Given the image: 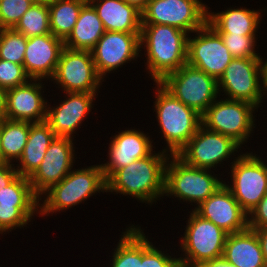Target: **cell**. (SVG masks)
Listing matches in <instances>:
<instances>
[{"label": "cell", "mask_w": 267, "mask_h": 267, "mask_svg": "<svg viewBox=\"0 0 267 267\" xmlns=\"http://www.w3.org/2000/svg\"><path fill=\"white\" fill-rule=\"evenodd\" d=\"M1 123H2V120H0V133H1ZM5 163H7V162L4 160V158H3V156H2V153H1V146H0V165H3V164H5Z\"/></svg>", "instance_id": "obj_44"}, {"label": "cell", "mask_w": 267, "mask_h": 267, "mask_svg": "<svg viewBox=\"0 0 267 267\" xmlns=\"http://www.w3.org/2000/svg\"><path fill=\"white\" fill-rule=\"evenodd\" d=\"M117 133L110 139L107 151L108 161L100 164L105 180L117 169L129 165L137 159L151 155L156 148L148 134L139 129L131 128Z\"/></svg>", "instance_id": "obj_20"}, {"label": "cell", "mask_w": 267, "mask_h": 267, "mask_svg": "<svg viewBox=\"0 0 267 267\" xmlns=\"http://www.w3.org/2000/svg\"><path fill=\"white\" fill-rule=\"evenodd\" d=\"M103 79L97 72L92 53L67 47L60 59L51 81L65 92L98 93Z\"/></svg>", "instance_id": "obj_11"}, {"label": "cell", "mask_w": 267, "mask_h": 267, "mask_svg": "<svg viewBox=\"0 0 267 267\" xmlns=\"http://www.w3.org/2000/svg\"><path fill=\"white\" fill-rule=\"evenodd\" d=\"M154 85L156 95L153 107L161 130L159 133L166 142L163 150L177 155L202 125V115L176 99L159 82Z\"/></svg>", "instance_id": "obj_3"}, {"label": "cell", "mask_w": 267, "mask_h": 267, "mask_svg": "<svg viewBox=\"0 0 267 267\" xmlns=\"http://www.w3.org/2000/svg\"><path fill=\"white\" fill-rule=\"evenodd\" d=\"M159 83L200 115L219 97L218 81L188 63L167 74Z\"/></svg>", "instance_id": "obj_7"}, {"label": "cell", "mask_w": 267, "mask_h": 267, "mask_svg": "<svg viewBox=\"0 0 267 267\" xmlns=\"http://www.w3.org/2000/svg\"><path fill=\"white\" fill-rule=\"evenodd\" d=\"M153 242L148 240V237L144 234L142 230V263L140 267H181L179 263V258L172 257L167 252L161 251L156 248Z\"/></svg>", "instance_id": "obj_33"}, {"label": "cell", "mask_w": 267, "mask_h": 267, "mask_svg": "<svg viewBox=\"0 0 267 267\" xmlns=\"http://www.w3.org/2000/svg\"><path fill=\"white\" fill-rule=\"evenodd\" d=\"M241 153L230 163L232 185L229 181L224 183L241 208L249 214L267 194V160H262L253 152Z\"/></svg>", "instance_id": "obj_9"}, {"label": "cell", "mask_w": 267, "mask_h": 267, "mask_svg": "<svg viewBox=\"0 0 267 267\" xmlns=\"http://www.w3.org/2000/svg\"><path fill=\"white\" fill-rule=\"evenodd\" d=\"M256 232L257 238L259 240L261 251L263 254L264 261L267 265V227L260 229H252Z\"/></svg>", "instance_id": "obj_39"}, {"label": "cell", "mask_w": 267, "mask_h": 267, "mask_svg": "<svg viewBox=\"0 0 267 267\" xmlns=\"http://www.w3.org/2000/svg\"><path fill=\"white\" fill-rule=\"evenodd\" d=\"M212 172L211 169L190 166L177 155H170L165 166L164 195L191 205L196 203L198 207L225 182Z\"/></svg>", "instance_id": "obj_5"}, {"label": "cell", "mask_w": 267, "mask_h": 267, "mask_svg": "<svg viewBox=\"0 0 267 267\" xmlns=\"http://www.w3.org/2000/svg\"><path fill=\"white\" fill-rule=\"evenodd\" d=\"M209 9L210 7H208L207 23L220 35L258 36L256 32L261 26L263 9L251 10L240 6V8H227L218 13Z\"/></svg>", "instance_id": "obj_23"}, {"label": "cell", "mask_w": 267, "mask_h": 267, "mask_svg": "<svg viewBox=\"0 0 267 267\" xmlns=\"http://www.w3.org/2000/svg\"><path fill=\"white\" fill-rule=\"evenodd\" d=\"M188 36L173 26L141 24L140 49L145 50V66L151 80L160 82L187 63Z\"/></svg>", "instance_id": "obj_2"}, {"label": "cell", "mask_w": 267, "mask_h": 267, "mask_svg": "<svg viewBox=\"0 0 267 267\" xmlns=\"http://www.w3.org/2000/svg\"><path fill=\"white\" fill-rule=\"evenodd\" d=\"M65 94L64 98L66 99L59 102L58 105L53 107L47 103L46 122L55 136L74 139L75 135L73 134L89 116V112L94 107V99L98 97L99 93L65 92Z\"/></svg>", "instance_id": "obj_18"}, {"label": "cell", "mask_w": 267, "mask_h": 267, "mask_svg": "<svg viewBox=\"0 0 267 267\" xmlns=\"http://www.w3.org/2000/svg\"><path fill=\"white\" fill-rule=\"evenodd\" d=\"M218 92L219 96L225 95L227 99L249 102L257 108L262 106L264 93L260 82L259 57L233 58L218 80Z\"/></svg>", "instance_id": "obj_14"}, {"label": "cell", "mask_w": 267, "mask_h": 267, "mask_svg": "<svg viewBox=\"0 0 267 267\" xmlns=\"http://www.w3.org/2000/svg\"><path fill=\"white\" fill-rule=\"evenodd\" d=\"M100 192H106L100 164L73 169L40 197L39 214L47 217L50 213L71 209Z\"/></svg>", "instance_id": "obj_4"}, {"label": "cell", "mask_w": 267, "mask_h": 267, "mask_svg": "<svg viewBox=\"0 0 267 267\" xmlns=\"http://www.w3.org/2000/svg\"><path fill=\"white\" fill-rule=\"evenodd\" d=\"M120 240L114 248L111 267H140L142 263V229L138 225L128 226L122 232Z\"/></svg>", "instance_id": "obj_30"}, {"label": "cell", "mask_w": 267, "mask_h": 267, "mask_svg": "<svg viewBox=\"0 0 267 267\" xmlns=\"http://www.w3.org/2000/svg\"><path fill=\"white\" fill-rule=\"evenodd\" d=\"M197 267H237L232 263L226 261L223 257L204 262Z\"/></svg>", "instance_id": "obj_41"}, {"label": "cell", "mask_w": 267, "mask_h": 267, "mask_svg": "<svg viewBox=\"0 0 267 267\" xmlns=\"http://www.w3.org/2000/svg\"><path fill=\"white\" fill-rule=\"evenodd\" d=\"M6 118V90L0 87V120Z\"/></svg>", "instance_id": "obj_42"}, {"label": "cell", "mask_w": 267, "mask_h": 267, "mask_svg": "<svg viewBox=\"0 0 267 267\" xmlns=\"http://www.w3.org/2000/svg\"><path fill=\"white\" fill-rule=\"evenodd\" d=\"M42 81L31 79L24 85L6 90L7 119L32 123L46 121L48 101L43 96Z\"/></svg>", "instance_id": "obj_21"}, {"label": "cell", "mask_w": 267, "mask_h": 267, "mask_svg": "<svg viewBox=\"0 0 267 267\" xmlns=\"http://www.w3.org/2000/svg\"><path fill=\"white\" fill-rule=\"evenodd\" d=\"M184 236L180 239L181 267H197L200 264L223 256L228 236L213 222L202 218L191 209Z\"/></svg>", "instance_id": "obj_6"}, {"label": "cell", "mask_w": 267, "mask_h": 267, "mask_svg": "<svg viewBox=\"0 0 267 267\" xmlns=\"http://www.w3.org/2000/svg\"><path fill=\"white\" fill-rule=\"evenodd\" d=\"M18 176L17 170L14 164L5 163L0 165V186L6 187L10 182H12Z\"/></svg>", "instance_id": "obj_38"}, {"label": "cell", "mask_w": 267, "mask_h": 267, "mask_svg": "<svg viewBox=\"0 0 267 267\" xmlns=\"http://www.w3.org/2000/svg\"><path fill=\"white\" fill-rule=\"evenodd\" d=\"M13 29L26 38L51 34L48 2L32 4Z\"/></svg>", "instance_id": "obj_31"}, {"label": "cell", "mask_w": 267, "mask_h": 267, "mask_svg": "<svg viewBox=\"0 0 267 267\" xmlns=\"http://www.w3.org/2000/svg\"><path fill=\"white\" fill-rule=\"evenodd\" d=\"M255 110L258 111V108L249 102L219 97L202 115V125L242 146L248 142L256 126Z\"/></svg>", "instance_id": "obj_8"}, {"label": "cell", "mask_w": 267, "mask_h": 267, "mask_svg": "<svg viewBox=\"0 0 267 267\" xmlns=\"http://www.w3.org/2000/svg\"><path fill=\"white\" fill-rule=\"evenodd\" d=\"M193 210L228 234L242 232L248 228V214L225 183Z\"/></svg>", "instance_id": "obj_19"}, {"label": "cell", "mask_w": 267, "mask_h": 267, "mask_svg": "<svg viewBox=\"0 0 267 267\" xmlns=\"http://www.w3.org/2000/svg\"><path fill=\"white\" fill-rule=\"evenodd\" d=\"M55 137L46 121L30 124L26 146L21 157L15 162L18 164H14L18 175L29 177L38 168Z\"/></svg>", "instance_id": "obj_26"}, {"label": "cell", "mask_w": 267, "mask_h": 267, "mask_svg": "<svg viewBox=\"0 0 267 267\" xmlns=\"http://www.w3.org/2000/svg\"><path fill=\"white\" fill-rule=\"evenodd\" d=\"M224 45L227 47L233 58L259 57L256 53L257 37L241 35H220Z\"/></svg>", "instance_id": "obj_34"}, {"label": "cell", "mask_w": 267, "mask_h": 267, "mask_svg": "<svg viewBox=\"0 0 267 267\" xmlns=\"http://www.w3.org/2000/svg\"><path fill=\"white\" fill-rule=\"evenodd\" d=\"M259 56L260 82L264 96L267 95V59ZM263 85V86H262Z\"/></svg>", "instance_id": "obj_40"}, {"label": "cell", "mask_w": 267, "mask_h": 267, "mask_svg": "<svg viewBox=\"0 0 267 267\" xmlns=\"http://www.w3.org/2000/svg\"><path fill=\"white\" fill-rule=\"evenodd\" d=\"M106 32L93 5L87 1L81 8L72 32L64 46L73 50L91 51Z\"/></svg>", "instance_id": "obj_27"}, {"label": "cell", "mask_w": 267, "mask_h": 267, "mask_svg": "<svg viewBox=\"0 0 267 267\" xmlns=\"http://www.w3.org/2000/svg\"><path fill=\"white\" fill-rule=\"evenodd\" d=\"M88 0H49L50 31L65 40L75 26L82 6Z\"/></svg>", "instance_id": "obj_29"}, {"label": "cell", "mask_w": 267, "mask_h": 267, "mask_svg": "<svg viewBox=\"0 0 267 267\" xmlns=\"http://www.w3.org/2000/svg\"><path fill=\"white\" fill-rule=\"evenodd\" d=\"M39 198L34 194L28 177L18 175L0 189V234L24 229L39 213ZM37 212V213H36Z\"/></svg>", "instance_id": "obj_12"}, {"label": "cell", "mask_w": 267, "mask_h": 267, "mask_svg": "<svg viewBox=\"0 0 267 267\" xmlns=\"http://www.w3.org/2000/svg\"><path fill=\"white\" fill-rule=\"evenodd\" d=\"M28 121L5 118L1 123V153L7 163L14 164L21 157L27 143L30 124Z\"/></svg>", "instance_id": "obj_28"}, {"label": "cell", "mask_w": 267, "mask_h": 267, "mask_svg": "<svg viewBox=\"0 0 267 267\" xmlns=\"http://www.w3.org/2000/svg\"><path fill=\"white\" fill-rule=\"evenodd\" d=\"M27 38L14 29H0V59L23 65Z\"/></svg>", "instance_id": "obj_32"}, {"label": "cell", "mask_w": 267, "mask_h": 267, "mask_svg": "<svg viewBox=\"0 0 267 267\" xmlns=\"http://www.w3.org/2000/svg\"><path fill=\"white\" fill-rule=\"evenodd\" d=\"M64 40L51 34L27 38L23 66L33 80H51L55 74Z\"/></svg>", "instance_id": "obj_22"}, {"label": "cell", "mask_w": 267, "mask_h": 267, "mask_svg": "<svg viewBox=\"0 0 267 267\" xmlns=\"http://www.w3.org/2000/svg\"><path fill=\"white\" fill-rule=\"evenodd\" d=\"M106 31L141 33V11L124 0H88Z\"/></svg>", "instance_id": "obj_24"}, {"label": "cell", "mask_w": 267, "mask_h": 267, "mask_svg": "<svg viewBox=\"0 0 267 267\" xmlns=\"http://www.w3.org/2000/svg\"><path fill=\"white\" fill-rule=\"evenodd\" d=\"M140 34L113 31L104 33L91 50L96 70L103 79L125 63L140 57Z\"/></svg>", "instance_id": "obj_17"}, {"label": "cell", "mask_w": 267, "mask_h": 267, "mask_svg": "<svg viewBox=\"0 0 267 267\" xmlns=\"http://www.w3.org/2000/svg\"><path fill=\"white\" fill-rule=\"evenodd\" d=\"M267 227V194L248 214V228L260 229Z\"/></svg>", "instance_id": "obj_37"}, {"label": "cell", "mask_w": 267, "mask_h": 267, "mask_svg": "<svg viewBox=\"0 0 267 267\" xmlns=\"http://www.w3.org/2000/svg\"><path fill=\"white\" fill-rule=\"evenodd\" d=\"M188 36L187 63L217 81L224 74L233 57L220 34L208 23Z\"/></svg>", "instance_id": "obj_15"}, {"label": "cell", "mask_w": 267, "mask_h": 267, "mask_svg": "<svg viewBox=\"0 0 267 267\" xmlns=\"http://www.w3.org/2000/svg\"><path fill=\"white\" fill-rule=\"evenodd\" d=\"M73 141L69 137L56 136L46 150L41 164L28 177L32 190L39 199L73 169L76 162Z\"/></svg>", "instance_id": "obj_16"}, {"label": "cell", "mask_w": 267, "mask_h": 267, "mask_svg": "<svg viewBox=\"0 0 267 267\" xmlns=\"http://www.w3.org/2000/svg\"><path fill=\"white\" fill-rule=\"evenodd\" d=\"M202 0H150L141 11V24L176 27L191 35L207 23L208 6Z\"/></svg>", "instance_id": "obj_10"}, {"label": "cell", "mask_w": 267, "mask_h": 267, "mask_svg": "<svg viewBox=\"0 0 267 267\" xmlns=\"http://www.w3.org/2000/svg\"><path fill=\"white\" fill-rule=\"evenodd\" d=\"M222 257L237 267H267L256 232L250 228L228 234Z\"/></svg>", "instance_id": "obj_25"}, {"label": "cell", "mask_w": 267, "mask_h": 267, "mask_svg": "<svg viewBox=\"0 0 267 267\" xmlns=\"http://www.w3.org/2000/svg\"><path fill=\"white\" fill-rule=\"evenodd\" d=\"M170 154L154 152L117 169L106 180V193L129 195L140 203L151 204L164 196L165 166ZM159 198V199H158Z\"/></svg>", "instance_id": "obj_1"}, {"label": "cell", "mask_w": 267, "mask_h": 267, "mask_svg": "<svg viewBox=\"0 0 267 267\" xmlns=\"http://www.w3.org/2000/svg\"><path fill=\"white\" fill-rule=\"evenodd\" d=\"M27 1L30 2L31 4L49 2V0H27Z\"/></svg>", "instance_id": "obj_45"}, {"label": "cell", "mask_w": 267, "mask_h": 267, "mask_svg": "<svg viewBox=\"0 0 267 267\" xmlns=\"http://www.w3.org/2000/svg\"><path fill=\"white\" fill-rule=\"evenodd\" d=\"M128 4L134 5L139 11H142L150 0H124Z\"/></svg>", "instance_id": "obj_43"}, {"label": "cell", "mask_w": 267, "mask_h": 267, "mask_svg": "<svg viewBox=\"0 0 267 267\" xmlns=\"http://www.w3.org/2000/svg\"><path fill=\"white\" fill-rule=\"evenodd\" d=\"M31 78L23 65L0 59V87L7 90L28 83Z\"/></svg>", "instance_id": "obj_36"}, {"label": "cell", "mask_w": 267, "mask_h": 267, "mask_svg": "<svg viewBox=\"0 0 267 267\" xmlns=\"http://www.w3.org/2000/svg\"><path fill=\"white\" fill-rule=\"evenodd\" d=\"M31 5L27 0H0V29H13Z\"/></svg>", "instance_id": "obj_35"}, {"label": "cell", "mask_w": 267, "mask_h": 267, "mask_svg": "<svg viewBox=\"0 0 267 267\" xmlns=\"http://www.w3.org/2000/svg\"><path fill=\"white\" fill-rule=\"evenodd\" d=\"M240 148L232 138L201 125L177 156L190 166L216 170Z\"/></svg>", "instance_id": "obj_13"}]
</instances>
